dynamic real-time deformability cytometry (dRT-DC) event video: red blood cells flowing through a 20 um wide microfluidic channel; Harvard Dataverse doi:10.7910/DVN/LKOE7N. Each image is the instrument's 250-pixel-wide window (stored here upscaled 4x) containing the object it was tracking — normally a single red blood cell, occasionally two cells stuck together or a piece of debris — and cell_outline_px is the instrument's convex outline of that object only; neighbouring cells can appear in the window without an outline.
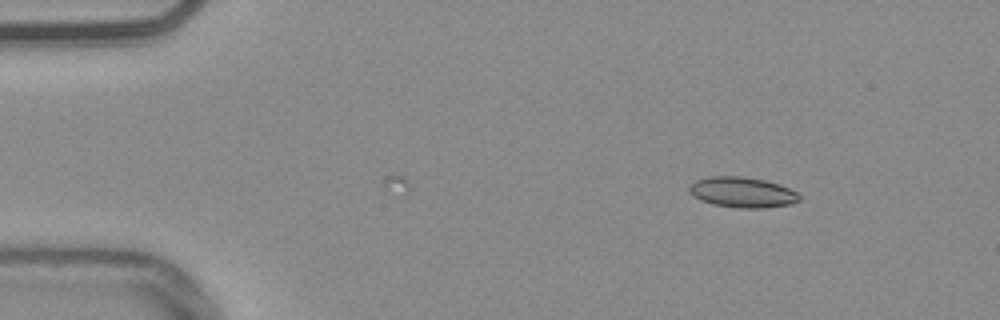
{"species": "common noctule bat (a hibernating species)", "species_latin": "Nyctalus noctula", "temperature_condition": "warm", "stored_images_in_passage": 42, "camera_frame_rate_fps": 3000, "um_per_image_px": 0.085, "animal": {"sex": "male", "body_mass_g": 20.4}, "frame": {"image": 1, "passage_image": 1, "time_ms": 0.0, "image_size_px": [1000, 320], "cell_outline_px": [[800, 200], [792, 204], [764, 208], [740, 208], [712, 204], [700, 200], [692, 196], [688, 192], [688, 188], [696, 180], [708, 176], [744, 176], [764, 180], [788, 188], [796, 192], [800, 196]], "centroid_in_image_um": [63.06, 16.35], "position_along_channel_um": 21.9, "area_um2": 19.59}}
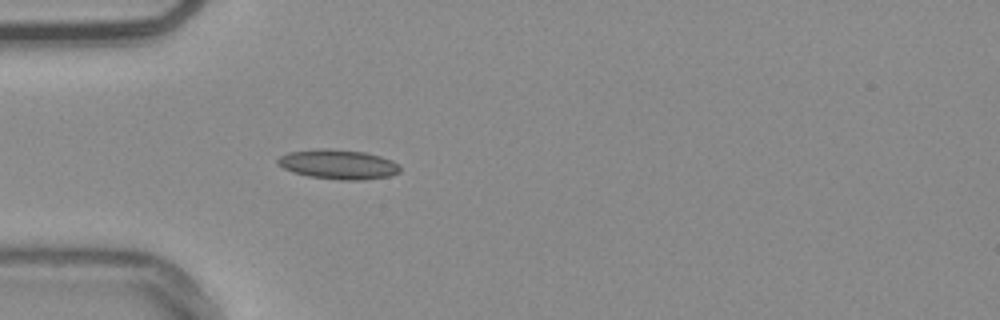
{"frame": {"image": 2, "passage_image": 10, "time_ms": 3.0, "image_size_px": [1000, 320], "cell_outline_px": [[400, 172], [388, 176], [364, 180], [340, 180], [308, 176], [284, 168], [276, 160], [280, 156], [288, 152], [320, 148], [332, 148], [364, 152], [380, 156], [392, 160], [400, 164]], "centroid_in_image_um": [28.79, 13.96], "position_along_channel_um": 56.2, "area_um2": 21.1}}
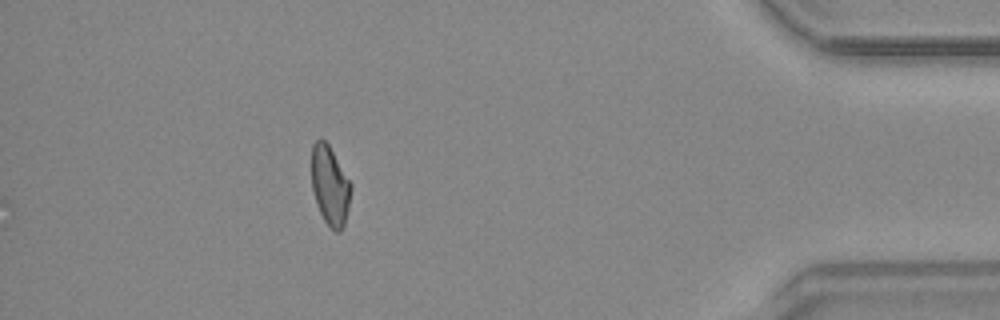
{"frame": {"image": 3, "passage_image": 42, "time_ms": 13.667, "image_size_px": [1000, 320], "cell_outline_px": [[352, 188], [348, 208], [344, 224], [340, 232], [336, 232], [324, 220], [316, 204], [312, 188], [312, 144], [320, 136], [328, 144], [352, 184]], "centroid_in_image_um": [28.04, 15.75], "position_along_channel_um": 407.2, "area_um2": 18.15}, "authors_computed_cell_mechanics": {"area_um2": 18.6116, "velocity_mm_per_s": 3.8065, "shape_relaxation_time_tau1_ms": null, "shape_relaxation_time_tau2_ms": 6.287, "deformation_change_tau1": null, "deformation_change_tau2": 0.1436}}